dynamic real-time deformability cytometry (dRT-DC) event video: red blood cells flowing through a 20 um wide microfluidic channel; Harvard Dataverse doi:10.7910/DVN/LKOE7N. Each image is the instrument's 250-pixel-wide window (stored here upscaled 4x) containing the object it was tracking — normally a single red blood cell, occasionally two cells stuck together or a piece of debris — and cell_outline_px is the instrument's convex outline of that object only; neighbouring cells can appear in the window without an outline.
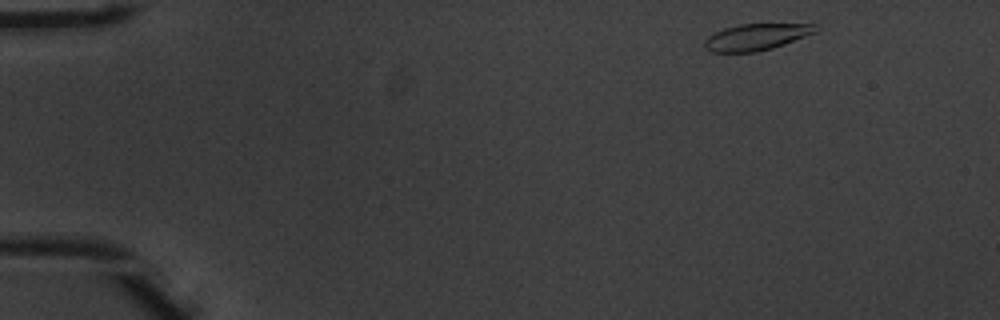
{"species": "common noctule bat (a hibernating species)", "species_latin": "Nyctalus noctula", "temperature_condition": "warm", "stored_images_in_passage": 10, "camera_frame_rate_fps": 3000, "um_per_image_px": 0.085, "animal": {"sex": "male", "body_mass_g": 20.1, "forearm_length_mm": 53.5}, "frame": {"image": 1, "passage_image": 1, "time_ms": 0.0, "image_size_px": [1000, 320], "cell_outline_px": [[816, 32], [784, 44], [772, 48], [756, 52], [712, 52], [704, 48], [704, 40], [708, 36], [724, 28], [740, 24], [816, 24]], "centroid_in_image_um": [64.24, 3.15], "position_along_channel_um": 20.8, "area_um2": 16.99}}